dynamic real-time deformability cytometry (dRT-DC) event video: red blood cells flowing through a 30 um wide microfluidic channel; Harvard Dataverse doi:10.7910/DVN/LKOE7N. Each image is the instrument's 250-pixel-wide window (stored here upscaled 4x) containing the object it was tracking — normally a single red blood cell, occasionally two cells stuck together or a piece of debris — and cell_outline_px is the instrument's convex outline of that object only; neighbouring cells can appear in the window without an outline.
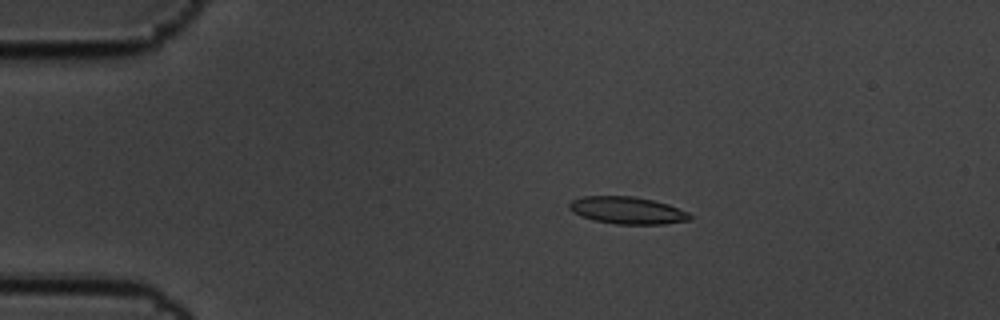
{"species": "common noctule bat (a hibernating species)", "species_latin": "Nyctalus noctula", "temperature_condition": "cold", "stored_images_in_passage": 6, "camera_frame_rate_fps": 3000, "um_per_image_px": 0.085, "animal": {"sex": "male", "body_mass_g": 19.5, "forearm_length_mm": 54.6}, "frame": {"image": 1, "passage_image": 4, "time_ms": 1.0, "image_size_px": [1000, 320], "cell_outline_px": [[692, 220], [664, 224], [616, 224], [596, 220], [572, 212], [568, 208], [568, 204], [572, 200], [584, 196], [632, 196], [652, 200], [668, 204], [688, 212], [692, 216]], "centroid_in_image_um": [53.35, 17.88], "position_along_channel_um": 31.7, "area_um2": 19.02}}